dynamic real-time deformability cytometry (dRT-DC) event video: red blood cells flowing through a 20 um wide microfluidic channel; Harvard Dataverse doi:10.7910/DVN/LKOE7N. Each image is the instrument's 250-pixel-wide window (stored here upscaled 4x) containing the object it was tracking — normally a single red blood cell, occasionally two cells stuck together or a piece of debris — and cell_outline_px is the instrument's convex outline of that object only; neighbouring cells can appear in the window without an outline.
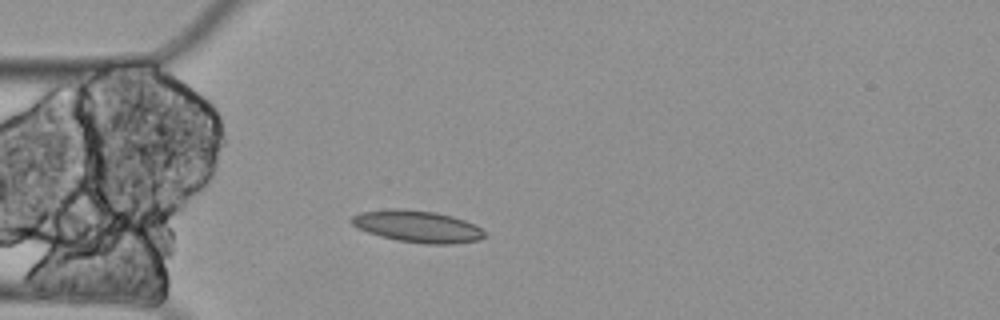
{"species": "Egyptian fruit bat (a non-hibernating species)", "species_latin": "Rousettus aegyptiacus", "temperature_condition": "cold", "stored_images_in_passage": 4, "camera_frame_rate_fps": 3000, "um_per_image_px": 0.085, "animal": {"sex": "female"}, "frame": {"image": 1, "passage_image": 3, "time_ms": 0.667, "image_size_px": [1000, 320], "cell_outline_px": [[488, 236], [476, 240], [452, 244], [424, 244], [396, 240], [380, 236], [356, 228], [348, 220], [352, 216], [360, 212], [392, 208], [396, 208], [436, 212], [452, 216], [464, 220], [480, 228]], "centroid_in_image_um": [35.44, 19.24], "position_along_channel_um": 49.6, "area_um2": 24.74}}